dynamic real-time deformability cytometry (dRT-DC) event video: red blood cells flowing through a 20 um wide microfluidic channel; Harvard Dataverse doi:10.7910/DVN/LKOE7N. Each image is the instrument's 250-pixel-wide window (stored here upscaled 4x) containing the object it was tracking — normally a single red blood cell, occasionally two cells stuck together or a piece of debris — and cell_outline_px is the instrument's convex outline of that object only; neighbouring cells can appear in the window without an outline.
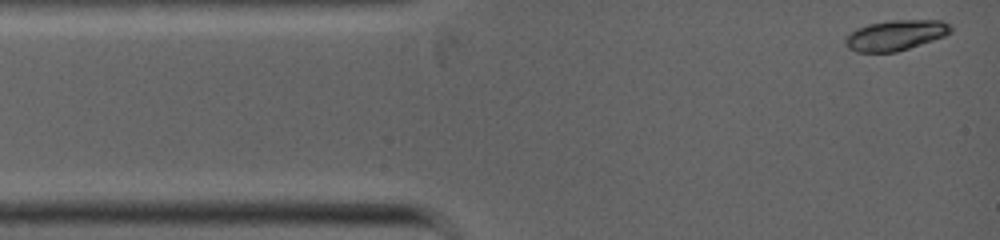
{"species": "common noctule bat (a hibernating species)", "species_latin": "Nyctalus noctula", "temperature_condition": "warm", "stored_images_in_passage": 10, "camera_frame_rate_fps": 5000, "um_per_image_px": 0.085, "animal": {"sex": "female", "body_mass_g": 19.0, "forearm_length_mm": 53.3}, "frame": {"image": 1, "passage_image": 1, "time_ms": 0.0, "image_size_px": [1000, 240], "cell_outline_px": [[952, 32], [944, 36], [896, 52], [856, 52], [848, 48], [844, 40], [856, 28], [868, 24], [892, 20], [940, 20], [948, 24], [952, 28]], "centroid_in_image_um": [76.12, 2.99], "position_along_channel_um": 8.9, "area_um2": 18.44}}
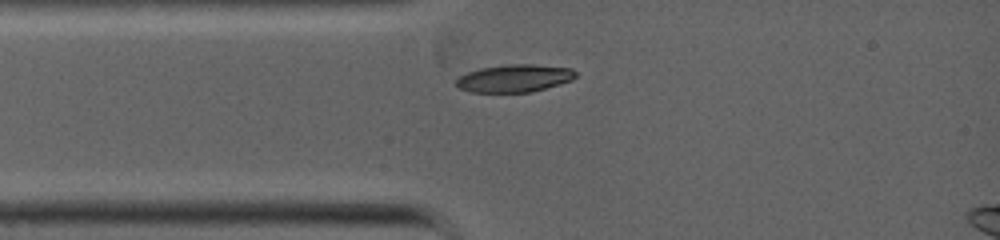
{"frame": {"image": 2, "passage_image": 7, "time_ms": 1.8, "image_size_px": [1000, 240], "cell_outline_px": [[576, 76], [572, 80], [560, 84], [532, 92], [472, 92], [460, 88], [456, 84], [456, 80], [460, 76], [468, 72], [480, 68], [508, 64], [532, 64], [572, 68], [576, 72]], "centroid_in_image_um": [43.75, 6.65], "position_along_channel_um": 41.2, "area_um2": 19.19}}